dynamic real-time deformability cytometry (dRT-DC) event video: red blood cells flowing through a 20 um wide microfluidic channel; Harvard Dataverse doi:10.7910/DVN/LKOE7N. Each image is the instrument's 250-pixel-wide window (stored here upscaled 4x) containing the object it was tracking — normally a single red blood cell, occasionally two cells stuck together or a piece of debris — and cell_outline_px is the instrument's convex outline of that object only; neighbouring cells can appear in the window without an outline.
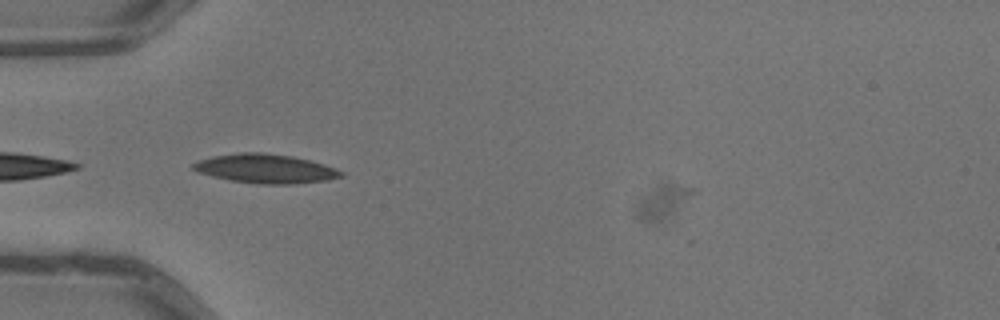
{"species": "common noctule bat (a hibernating species)", "species_latin": "Nyctalus noctula", "temperature_condition": "warm", "stored_images_in_passage": 5, "camera_frame_rate_fps": 3000, "um_per_image_px": 0.085, "animal": {"sex": "male", "body_mass_g": 13.3}, "frame": {"image": 1, "passage_image": 3, "time_ms": 0.667, "image_size_px": [1000, 320], "cell_outline_px": [[344, 176], [328, 180], [296, 184], [260, 184], [228, 180], [196, 172], [192, 168], [192, 164], [200, 160], [212, 156], [240, 152], [260, 152], [292, 156], [308, 160], [344, 172]], "centroid_in_image_um": [22.53, 14.34], "position_along_channel_um": 62.5, "area_um2": 24.97}}
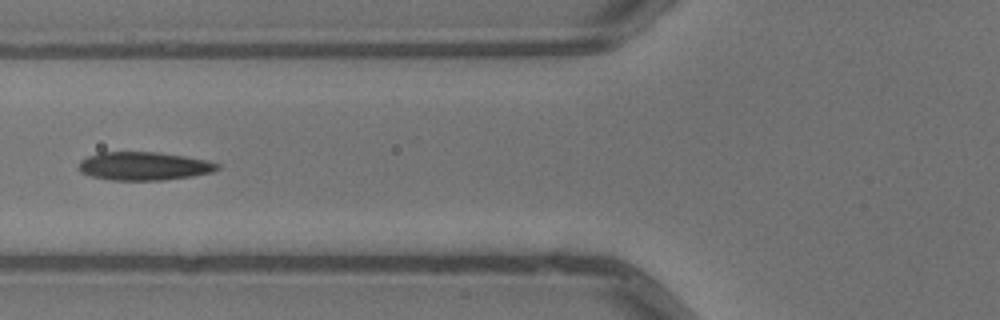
{"frame": {"image": 2, "passage_image": 4, "time_ms": 1.0, "image_size_px": [1000, 320], "cell_outline_px": [[220, 168], [212, 172], [192, 176], [160, 180], [112, 180], [92, 176], [80, 172], [76, 168], [80, 160], [88, 156], [100, 152], [160, 152], [208, 160], [220, 164]], "centroid_in_image_um": [12.22, 14.11], "position_along_channel_um": 113.6, "area_um2": 23.0}}
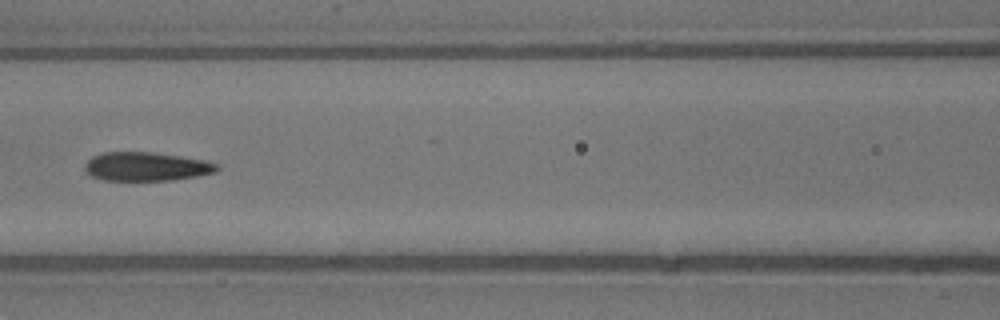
{"frame": {"image": 3, "passage_image": 5, "time_ms": 1.333, "image_size_px": [1000, 320], "cell_outline_px": [[220, 168], [216, 172], [196, 176], [172, 180], [104, 180], [92, 176], [84, 168], [84, 164], [92, 156], [104, 152], [152, 152], [180, 156], [204, 160], [220, 164]], "centroid_in_image_um": [12.46, 14.15], "position_along_channel_um": 154.1, "area_um2": 22.14}}